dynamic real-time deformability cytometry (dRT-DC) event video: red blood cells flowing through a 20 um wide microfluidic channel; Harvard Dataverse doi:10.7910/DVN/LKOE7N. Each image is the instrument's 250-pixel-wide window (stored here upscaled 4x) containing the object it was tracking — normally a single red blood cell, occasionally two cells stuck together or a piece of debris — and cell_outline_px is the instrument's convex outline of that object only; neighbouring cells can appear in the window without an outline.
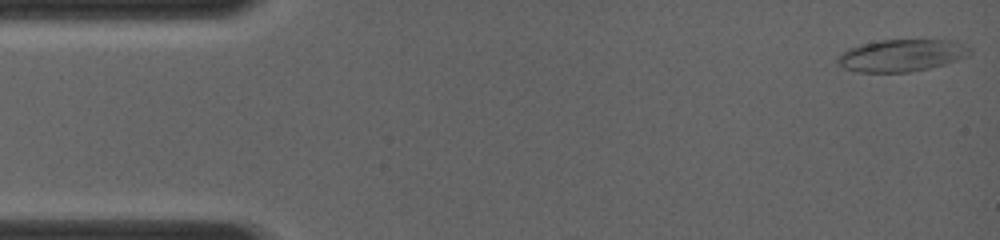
{"species": "common noctule bat (a hibernating species)", "species_latin": "Nyctalus noctula", "temperature_condition": "room temperature", "stored_images_in_passage": 9, "camera_frame_rate_fps": 4000, "um_per_image_px": 0.085, "animal": {"sex": "female", "body_mass_g": 19.0, "forearm_length_mm": 56.7}, "frame": {"image": 1, "passage_image": 1, "time_ms": 0.0, "image_size_px": [1000, 240], "cell_outline_px": [[972, 52], [968, 56], [944, 64], [928, 68], [908, 72], [860, 72], [844, 68], [836, 64], [836, 60], [848, 48], [880, 40], [952, 40], [972, 48]], "centroid_in_image_um": [76.65, 4.71], "position_along_channel_um": 8.4, "area_um2": 24.57}}
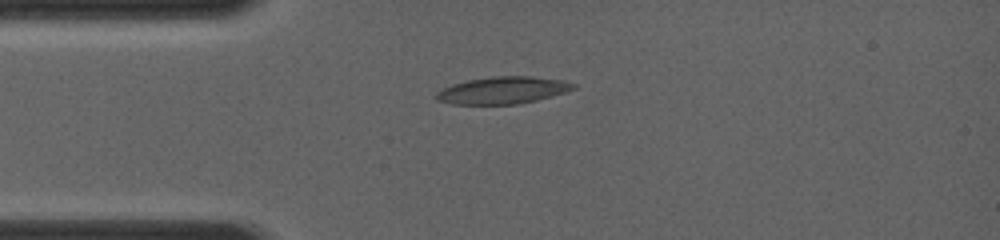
{"frame": {"image": 2, "passage_image": 7, "time_ms": 3.0, "image_size_px": [1000, 240], "cell_outline_px": [[576, 88], [552, 96], [520, 104], [452, 104], [436, 100], [436, 92], [452, 84], [468, 80], [492, 76], [532, 76], [564, 80], [576, 84]], "centroid_in_image_um": [42.75, 7.67], "position_along_channel_um": 42.3, "area_um2": 21.68}}